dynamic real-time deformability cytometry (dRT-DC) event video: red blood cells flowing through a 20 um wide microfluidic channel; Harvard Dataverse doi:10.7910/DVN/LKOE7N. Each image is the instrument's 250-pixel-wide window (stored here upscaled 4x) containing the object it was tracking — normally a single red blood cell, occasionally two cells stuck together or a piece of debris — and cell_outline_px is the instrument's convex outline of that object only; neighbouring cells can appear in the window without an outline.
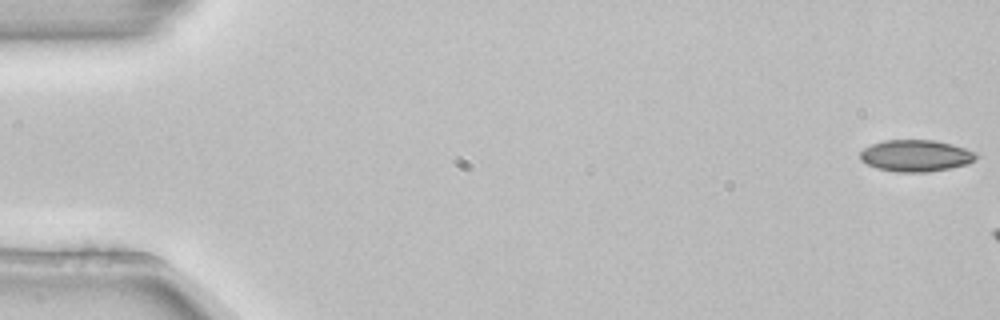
{"species": "common noctule bat (a hibernating species)", "species_latin": "Nyctalus noctula", "temperature_condition": "room temperature", "stored_images_in_passage": 3, "camera_frame_rate_fps": 3000, "um_per_image_px": 0.085, "animal": {"sex": "female", "body_mass_g": 22.7, "forearm_length_mm": 54.2}, "frame": {"image": 1, "passage_image": 1, "time_ms": 0.0, "image_size_px": [1000, 320], "cell_outline_px": [[980, 156], [976, 160], [968, 164], [948, 168], [924, 172], [896, 172], [876, 168], [860, 160], [860, 152], [864, 148], [872, 144], [884, 140], [936, 140], [952, 144], [976, 152]], "centroid_in_image_um": [77.86, 13.23], "position_along_channel_um": 7.1, "area_um2": 21.5}}